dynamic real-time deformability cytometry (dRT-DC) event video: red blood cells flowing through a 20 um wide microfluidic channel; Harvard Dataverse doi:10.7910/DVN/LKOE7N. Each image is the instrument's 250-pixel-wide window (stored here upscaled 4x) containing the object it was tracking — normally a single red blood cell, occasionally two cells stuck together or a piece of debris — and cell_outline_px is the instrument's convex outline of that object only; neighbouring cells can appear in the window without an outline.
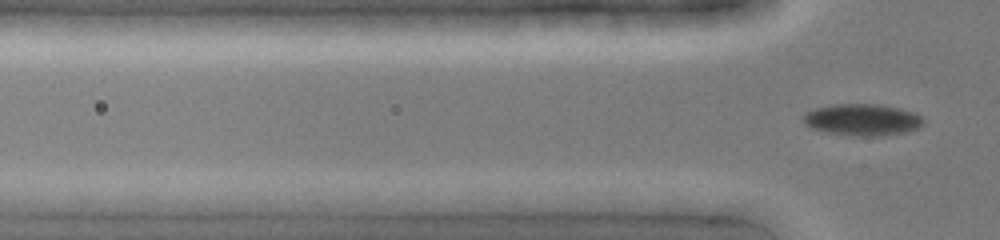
{"species": "common noctule bat (a hibernating species)", "species_latin": "Nyctalus noctula", "temperature_condition": "cold", "stored_images_in_passage": 3, "camera_frame_rate_fps": 3000, "um_per_image_px": 0.085, "animal": {"sex": "female", "body_mass_g": 19.0, "forearm_length_mm": 51.5}, "frame": {"image": 1, "passage_image": 3, "time_ms": 0.667, "image_size_px": [1000, 240], "cell_outline_px": [[924, 124], [916, 128], [904, 132], [876, 136], [852, 136], [824, 132], [812, 128], [804, 124], [804, 112], [812, 108], [832, 104], [880, 104], [900, 108], [916, 112], [924, 120]], "centroid_in_image_um": [73.27, 10.16], "position_along_channel_um": 52.5, "area_um2": 22.43}}